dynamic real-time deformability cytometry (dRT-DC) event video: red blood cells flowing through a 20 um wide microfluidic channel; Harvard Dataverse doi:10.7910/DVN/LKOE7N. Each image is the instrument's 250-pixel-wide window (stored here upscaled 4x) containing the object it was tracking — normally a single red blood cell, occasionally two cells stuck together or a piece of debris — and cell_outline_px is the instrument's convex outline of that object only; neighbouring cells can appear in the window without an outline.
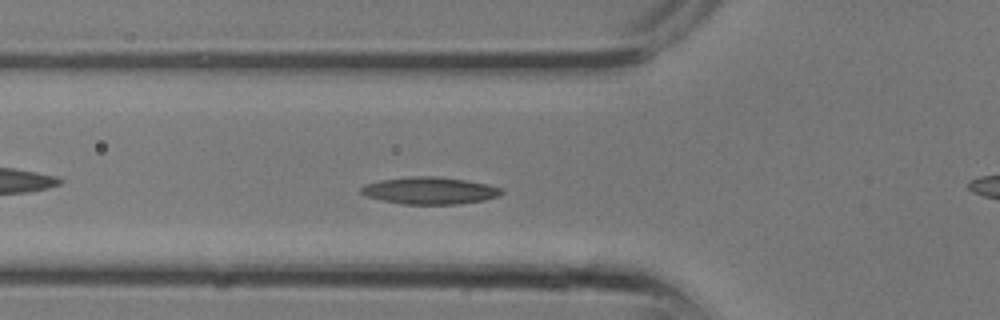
{"species": "common noctule bat (a hibernating species)", "species_latin": "Nyctalus noctula", "temperature_condition": "room temperature", "stored_images_in_passage": 9, "camera_frame_rate_fps": 3000, "um_per_image_px": 0.085, "animal": {"sex": "male", "body_mass_g": 13.3}, "frame": {"image": 1, "passage_image": 7, "time_ms": 2.0, "image_size_px": [1000, 320], "cell_outline_px": [[504, 192], [500, 196], [484, 200], [456, 204], [404, 204], [384, 200], [368, 196], [360, 192], [360, 188], [368, 184], [380, 180], [408, 176], [436, 176], [468, 180], [488, 184], [504, 188]], "centroid_in_image_um": [36.61, 16.19], "position_along_channel_um": 89.2, "area_um2": 22.2}}
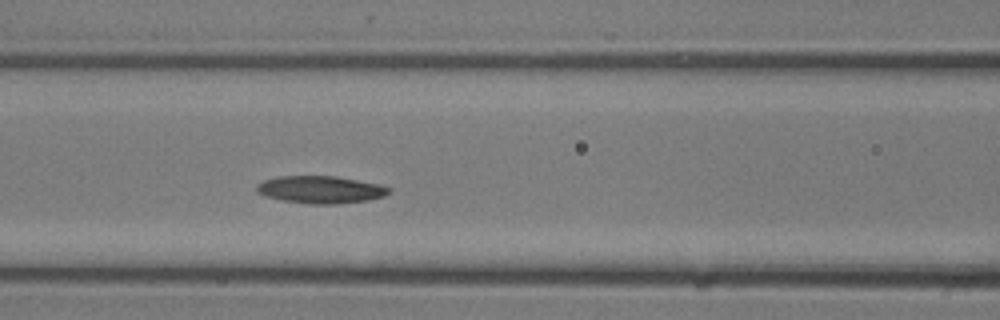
{"frame": {"image": 2, "passage_image": 9, "time_ms": 2.667, "image_size_px": [1000, 320], "cell_outline_px": [[388, 192], [384, 196], [368, 200], [336, 204], [308, 204], [284, 200], [264, 196], [256, 192], [256, 184], [264, 180], [276, 176], [336, 176], [380, 184], [388, 188]], "centroid_in_image_um": [27.19, 16.11], "position_along_channel_um": 139.4, "area_um2": 21.1}}